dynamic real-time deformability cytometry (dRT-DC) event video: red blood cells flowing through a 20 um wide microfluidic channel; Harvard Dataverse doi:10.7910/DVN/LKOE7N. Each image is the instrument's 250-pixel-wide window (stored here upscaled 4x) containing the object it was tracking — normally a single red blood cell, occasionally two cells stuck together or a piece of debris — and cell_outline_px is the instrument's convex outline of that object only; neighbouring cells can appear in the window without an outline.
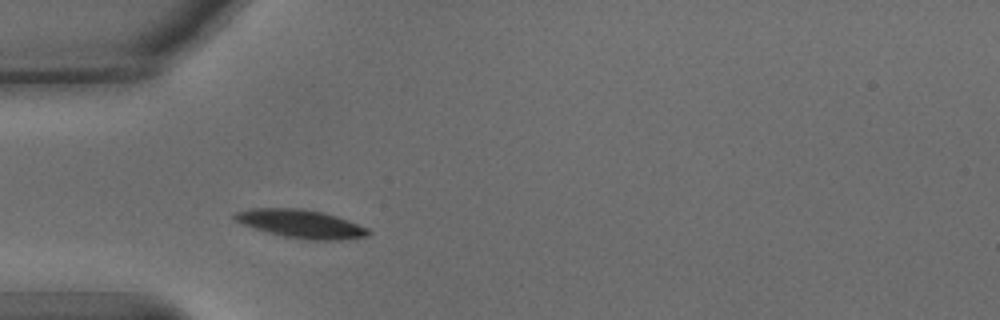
{"species": "common noctule bat (a hibernating species)", "species_latin": "Nyctalus noctula", "temperature_condition": "warm", "stored_images_in_passage": 31, "camera_frame_rate_fps": 3000, "um_per_image_px": 0.085, "animal": {"sex": "male", "body_mass_g": 15.6}, "frame": {"image": 1, "passage_image": 4, "time_ms": 1.0, "image_size_px": [1000, 320], "cell_outline_px": [[372, 232], [368, 236], [340, 240], [308, 240], [284, 236], [268, 232], [244, 224], [236, 220], [232, 216], [236, 212], [252, 208], [304, 208], [324, 212], [336, 216], [368, 228]], "centroid_in_image_um": [25.62, 19.02], "position_along_channel_um": 59.4, "area_um2": 21.91}}
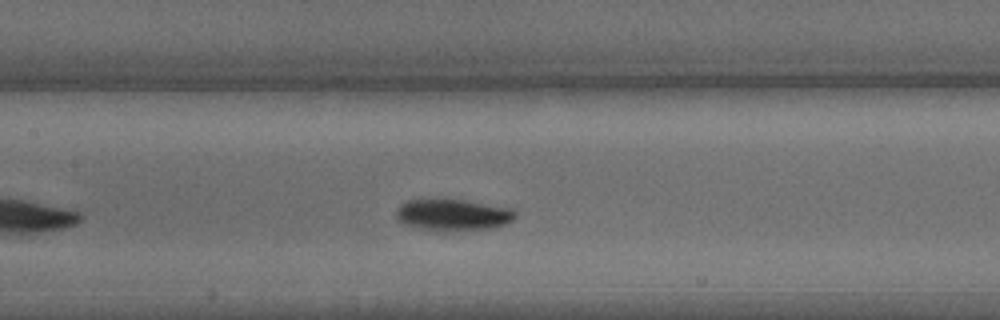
{"frame": {"image": 2, "passage_image": 13, "time_ms": 4.0, "image_size_px": [1000, 320], "cell_outline_px": [[516, 216], [508, 224], [492, 228], [452, 232], [444, 232], [420, 228], [404, 224], [396, 216], [396, 208], [404, 200], [464, 200], [512, 208], [516, 212]], "centroid_in_image_um": [38.52, 18.28], "position_along_channel_um": 168.9, "area_um2": 22.14}}
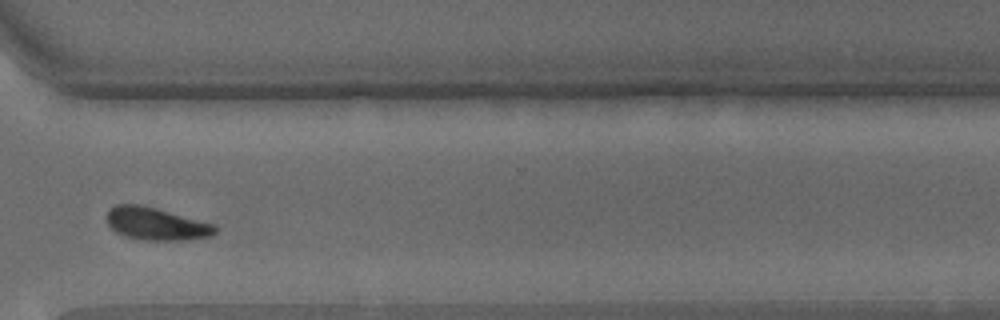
{"frame": {"image": 3, "passage_image": 28, "time_ms": 9.0, "image_size_px": [1000, 320], "cell_outline_px": [[216, 232], [212, 236], [184, 240], [144, 240], [124, 236], [116, 232], [108, 224], [108, 208], [116, 204], [140, 204], [156, 208], [216, 224]], "centroid_in_image_um": [13.29, 19.02], "position_along_channel_um": 357.3, "area_um2": 20.63}, "authors_computed_cell_mechanics": {"area_um2": 21.4438, "velocity_mm_per_s": 3.7721, "shape_relaxation_time_tau1_ms": 2.473, "shape_relaxation_time_tau2_ms": null, "deformation_change_tau1": 0.1121, "deformation_change_tau2": null}}